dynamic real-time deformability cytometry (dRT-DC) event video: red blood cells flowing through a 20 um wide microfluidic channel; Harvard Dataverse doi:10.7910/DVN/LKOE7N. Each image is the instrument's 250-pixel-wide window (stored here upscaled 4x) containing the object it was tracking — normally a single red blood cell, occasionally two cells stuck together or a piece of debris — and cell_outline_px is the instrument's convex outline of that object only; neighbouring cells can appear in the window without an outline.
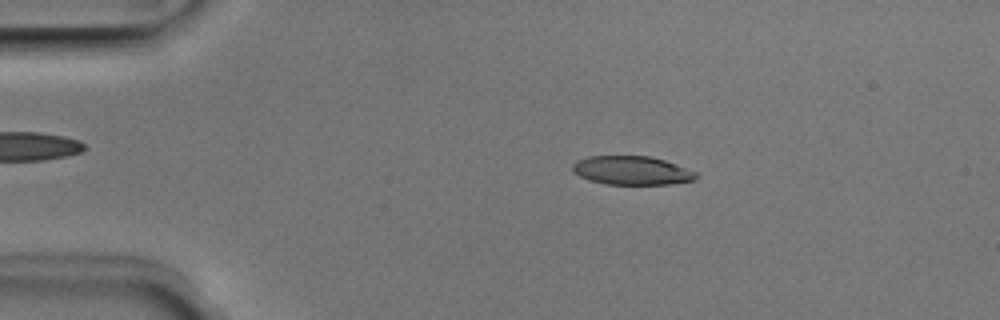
{"species": "Egyptian fruit bat (a non-hibernating species)", "species_latin": "Rousettus aegyptiacus", "temperature_condition": "room temperature", "stored_images_in_passage": 50, "camera_frame_rate_fps": 3000, "um_per_image_px": 0.085, "animal": {"sex": "male"}, "frame": {"image": 1, "passage_image": 9, "time_ms": 2.667, "image_size_px": [1000, 320], "cell_outline_px": [[700, 176], [696, 180], [668, 184], [604, 184], [588, 180], [572, 172], [572, 164], [576, 160], [588, 156], [648, 156], [664, 160], [676, 164], [696, 172]], "centroid_in_image_um": [53.68, 14.49], "position_along_channel_um": 31.3, "area_um2": 20.81}}
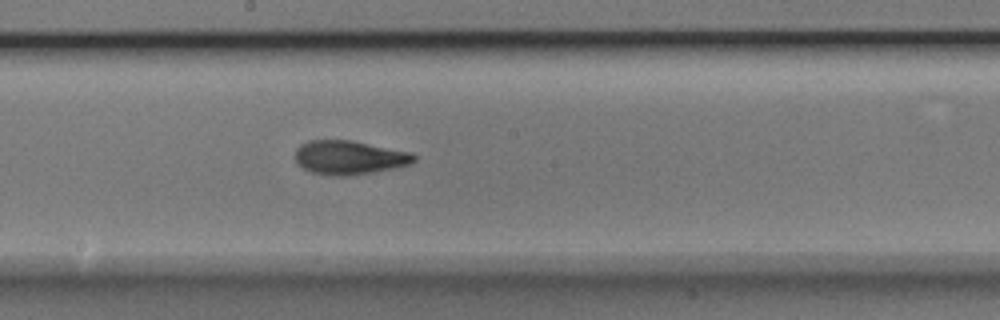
{"frame": {"image": 2, "passage_image": 27, "time_ms": 8.667, "image_size_px": [1000, 320], "cell_outline_px": [[416, 160], [412, 164], [396, 168], [348, 176], [332, 176], [312, 172], [296, 164], [296, 148], [300, 144], [308, 140], [352, 140], [412, 152], [416, 156]], "centroid_in_image_um": [29.71, 13.38], "position_along_channel_um": 218.5, "area_um2": 23.76}}
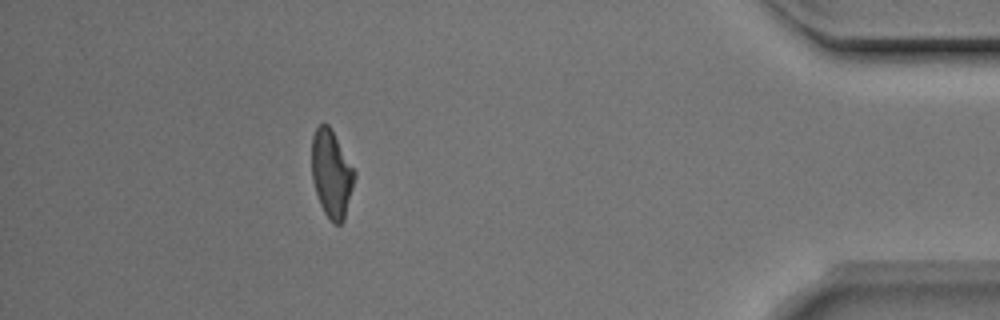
{"frame": {"image": 3, "passage_image": 45, "time_ms": 14.667, "image_size_px": [1000, 320], "cell_outline_px": [[356, 176], [344, 220], [340, 224], [332, 224], [324, 212], [320, 204], [312, 180], [312, 136], [316, 128], [320, 124], [328, 124], [356, 172]], "centroid_in_image_um": [28.18, 14.8], "position_along_channel_um": 407.0, "area_um2": 21.68}, "authors_computed_cell_mechanics": {"area_um2": 22.3975, "velocity_mm_per_s": 3.9718, "shape_relaxation_time_tau1_ms": 3.4262, "shape_relaxation_time_tau2_ms": 1.9564, "deformation_change_tau1": 0.1468, "deformation_change_tau2": 0.0861}}